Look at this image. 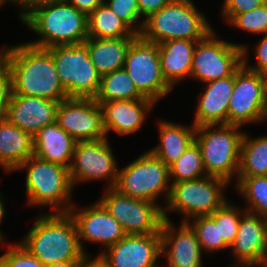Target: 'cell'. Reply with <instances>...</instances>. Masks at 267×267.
<instances>
[{"label":"cell","instance_id":"obj_1","mask_svg":"<svg viewBox=\"0 0 267 267\" xmlns=\"http://www.w3.org/2000/svg\"><path fill=\"white\" fill-rule=\"evenodd\" d=\"M10 60L9 94L27 95L52 101L68 98L59 81L52 55L28 43L6 48Z\"/></svg>","mask_w":267,"mask_h":267},{"label":"cell","instance_id":"obj_2","mask_svg":"<svg viewBox=\"0 0 267 267\" xmlns=\"http://www.w3.org/2000/svg\"><path fill=\"white\" fill-rule=\"evenodd\" d=\"M21 244L44 266L84 261L77 228L69 213L41 214Z\"/></svg>","mask_w":267,"mask_h":267},{"label":"cell","instance_id":"obj_3","mask_svg":"<svg viewBox=\"0 0 267 267\" xmlns=\"http://www.w3.org/2000/svg\"><path fill=\"white\" fill-rule=\"evenodd\" d=\"M22 22L42 37L27 42L38 48L80 44L88 38V16L65 0L36 8Z\"/></svg>","mask_w":267,"mask_h":267},{"label":"cell","instance_id":"obj_4","mask_svg":"<svg viewBox=\"0 0 267 267\" xmlns=\"http://www.w3.org/2000/svg\"><path fill=\"white\" fill-rule=\"evenodd\" d=\"M138 25L139 35L157 44L171 39L200 41L214 30L191 0H172Z\"/></svg>","mask_w":267,"mask_h":267},{"label":"cell","instance_id":"obj_5","mask_svg":"<svg viewBox=\"0 0 267 267\" xmlns=\"http://www.w3.org/2000/svg\"><path fill=\"white\" fill-rule=\"evenodd\" d=\"M21 169L27 170L25 189L28 205L49 206L55 213H68L74 206L69 168L32 155L17 170Z\"/></svg>","mask_w":267,"mask_h":267},{"label":"cell","instance_id":"obj_6","mask_svg":"<svg viewBox=\"0 0 267 267\" xmlns=\"http://www.w3.org/2000/svg\"><path fill=\"white\" fill-rule=\"evenodd\" d=\"M239 128L241 127L230 124L196 127L194 141L200 148L208 176L219 177L229 183L233 175H238L244 135Z\"/></svg>","mask_w":267,"mask_h":267},{"label":"cell","instance_id":"obj_7","mask_svg":"<svg viewBox=\"0 0 267 267\" xmlns=\"http://www.w3.org/2000/svg\"><path fill=\"white\" fill-rule=\"evenodd\" d=\"M169 167L158 157L147 151L134 161L119 169L114 189L132 198L151 202L160 196L169 199L171 192Z\"/></svg>","mask_w":267,"mask_h":267},{"label":"cell","instance_id":"obj_8","mask_svg":"<svg viewBox=\"0 0 267 267\" xmlns=\"http://www.w3.org/2000/svg\"><path fill=\"white\" fill-rule=\"evenodd\" d=\"M171 184L164 218L170 220L167 211H176L185 217L181 222H187L198 216L211 215L219 209L227 201L223 190L230 183L219 177L206 176Z\"/></svg>","mask_w":267,"mask_h":267},{"label":"cell","instance_id":"obj_9","mask_svg":"<svg viewBox=\"0 0 267 267\" xmlns=\"http://www.w3.org/2000/svg\"><path fill=\"white\" fill-rule=\"evenodd\" d=\"M46 50L52 55L59 81L68 97L95 98L101 75L91 62L85 43L57 45Z\"/></svg>","mask_w":267,"mask_h":267},{"label":"cell","instance_id":"obj_10","mask_svg":"<svg viewBox=\"0 0 267 267\" xmlns=\"http://www.w3.org/2000/svg\"><path fill=\"white\" fill-rule=\"evenodd\" d=\"M124 69L138 91L155 104L173 90L162 75L158 44L140 35L132 40L127 50Z\"/></svg>","mask_w":267,"mask_h":267},{"label":"cell","instance_id":"obj_11","mask_svg":"<svg viewBox=\"0 0 267 267\" xmlns=\"http://www.w3.org/2000/svg\"><path fill=\"white\" fill-rule=\"evenodd\" d=\"M98 202L123 227L126 234L160 233L164 208L156 202L132 198L107 188Z\"/></svg>","mask_w":267,"mask_h":267},{"label":"cell","instance_id":"obj_12","mask_svg":"<svg viewBox=\"0 0 267 267\" xmlns=\"http://www.w3.org/2000/svg\"><path fill=\"white\" fill-rule=\"evenodd\" d=\"M212 30L197 41L191 77L205 83L231 76L242 65V44L219 40Z\"/></svg>","mask_w":267,"mask_h":267},{"label":"cell","instance_id":"obj_13","mask_svg":"<svg viewBox=\"0 0 267 267\" xmlns=\"http://www.w3.org/2000/svg\"><path fill=\"white\" fill-rule=\"evenodd\" d=\"M267 76L243 64L234 72V89L228 107V124L262 122L266 110Z\"/></svg>","mask_w":267,"mask_h":267},{"label":"cell","instance_id":"obj_14","mask_svg":"<svg viewBox=\"0 0 267 267\" xmlns=\"http://www.w3.org/2000/svg\"><path fill=\"white\" fill-rule=\"evenodd\" d=\"M110 146L108 138L76 142L69 167L73 188L78 182L104 179L109 180L106 188H114L119 169Z\"/></svg>","mask_w":267,"mask_h":267},{"label":"cell","instance_id":"obj_15","mask_svg":"<svg viewBox=\"0 0 267 267\" xmlns=\"http://www.w3.org/2000/svg\"><path fill=\"white\" fill-rule=\"evenodd\" d=\"M56 122L76 142L107 138L102 108L94 98L68 97L60 101Z\"/></svg>","mask_w":267,"mask_h":267},{"label":"cell","instance_id":"obj_16","mask_svg":"<svg viewBox=\"0 0 267 267\" xmlns=\"http://www.w3.org/2000/svg\"><path fill=\"white\" fill-rule=\"evenodd\" d=\"M98 255L108 267H159L161 235L127 234Z\"/></svg>","mask_w":267,"mask_h":267},{"label":"cell","instance_id":"obj_17","mask_svg":"<svg viewBox=\"0 0 267 267\" xmlns=\"http://www.w3.org/2000/svg\"><path fill=\"white\" fill-rule=\"evenodd\" d=\"M230 249L237 260L234 267H257L266 264L267 219L246 211L240 218L239 229Z\"/></svg>","mask_w":267,"mask_h":267},{"label":"cell","instance_id":"obj_18","mask_svg":"<svg viewBox=\"0 0 267 267\" xmlns=\"http://www.w3.org/2000/svg\"><path fill=\"white\" fill-rule=\"evenodd\" d=\"M74 209L75 207H72L68 213L75 222L79 243L86 255L90 254L83 248L81 240L102 243L108 248L127 235L119 222L98 201L78 209V212Z\"/></svg>","mask_w":267,"mask_h":267},{"label":"cell","instance_id":"obj_19","mask_svg":"<svg viewBox=\"0 0 267 267\" xmlns=\"http://www.w3.org/2000/svg\"><path fill=\"white\" fill-rule=\"evenodd\" d=\"M58 105V101L9 94L3 117L34 137L40 129L56 122Z\"/></svg>","mask_w":267,"mask_h":267},{"label":"cell","instance_id":"obj_20","mask_svg":"<svg viewBox=\"0 0 267 267\" xmlns=\"http://www.w3.org/2000/svg\"><path fill=\"white\" fill-rule=\"evenodd\" d=\"M176 231L171 220L164 219L161 253L168 259L167 267H202V249L195 231L187 222H182Z\"/></svg>","mask_w":267,"mask_h":267},{"label":"cell","instance_id":"obj_21","mask_svg":"<svg viewBox=\"0 0 267 267\" xmlns=\"http://www.w3.org/2000/svg\"><path fill=\"white\" fill-rule=\"evenodd\" d=\"M103 113V125L106 135L109 131L126 136L137 132L143 125L146 113L155 103L150 99L115 100L98 102Z\"/></svg>","mask_w":267,"mask_h":267},{"label":"cell","instance_id":"obj_22","mask_svg":"<svg viewBox=\"0 0 267 267\" xmlns=\"http://www.w3.org/2000/svg\"><path fill=\"white\" fill-rule=\"evenodd\" d=\"M234 89V73L226 78L205 83L200 95L193 125L228 124V107Z\"/></svg>","mask_w":267,"mask_h":267},{"label":"cell","instance_id":"obj_23","mask_svg":"<svg viewBox=\"0 0 267 267\" xmlns=\"http://www.w3.org/2000/svg\"><path fill=\"white\" fill-rule=\"evenodd\" d=\"M195 40L171 39L158 44L162 75L172 87L183 79L190 78Z\"/></svg>","mask_w":267,"mask_h":267},{"label":"cell","instance_id":"obj_24","mask_svg":"<svg viewBox=\"0 0 267 267\" xmlns=\"http://www.w3.org/2000/svg\"><path fill=\"white\" fill-rule=\"evenodd\" d=\"M75 144L76 141L57 122H54L46 125L34 135L33 155L69 168Z\"/></svg>","mask_w":267,"mask_h":267},{"label":"cell","instance_id":"obj_25","mask_svg":"<svg viewBox=\"0 0 267 267\" xmlns=\"http://www.w3.org/2000/svg\"><path fill=\"white\" fill-rule=\"evenodd\" d=\"M33 155V137L0 116V166L6 172L17 170Z\"/></svg>","mask_w":267,"mask_h":267},{"label":"cell","instance_id":"obj_26","mask_svg":"<svg viewBox=\"0 0 267 267\" xmlns=\"http://www.w3.org/2000/svg\"><path fill=\"white\" fill-rule=\"evenodd\" d=\"M158 125L160 144L149 151L170 167L194 142L196 127L169 121H159Z\"/></svg>","mask_w":267,"mask_h":267},{"label":"cell","instance_id":"obj_27","mask_svg":"<svg viewBox=\"0 0 267 267\" xmlns=\"http://www.w3.org/2000/svg\"><path fill=\"white\" fill-rule=\"evenodd\" d=\"M134 38H87L84 41L87 45L91 62L101 76L124 68L127 50Z\"/></svg>","mask_w":267,"mask_h":267},{"label":"cell","instance_id":"obj_28","mask_svg":"<svg viewBox=\"0 0 267 267\" xmlns=\"http://www.w3.org/2000/svg\"><path fill=\"white\" fill-rule=\"evenodd\" d=\"M137 34L105 3L88 16V38L136 37Z\"/></svg>","mask_w":267,"mask_h":267},{"label":"cell","instance_id":"obj_29","mask_svg":"<svg viewBox=\"0 0 267 267\" xmlns=\"http://www.w3.org/2000/svg\"><path fill=\"white\" fill-rule=\"evenodd\" d=\"M97 102L135 100L145 98L124 68L101 76L100 87L94 98Z\"/></svg>","mask_w":267,"mask_h":267},{"label":"cell","instance_id":"obj_30","mask_svg":"<svg viewBox=\"0 0 267 267\" xmlns=\"http://www.w3.org/2000/svg\"><path fill=\"white\" fill-rule=\"evenodd\" d=\"M237 176H267V136L249 139L244 132Z\"/></svg>","mask_w":267,"mask_h":267},{"label":"cell","instance_id":"obj_31","mask_svg":"<svg viewBox=\"0 0 267 267\" xmlns=\"http://www.w3.org/2000/svg\"><path fill=\"white\" fill-rule=\"evenodd\" d=\"M237 190L246 200L245 210L267 219V176H237Z\"/></svg>","mask_w":267,"mask_h":267},{"label":"cell","instance_id":"obj_32","mask_svg":"<svg viewBox=\"0 0 267 267\" xmlns=\"http://www.w3.org/2000/svg\"><path fill=\"white\" fill-rule=\"evenodd\" d=\"M172 183L195 180L208 176L198 144L194 141L184 154L169 167Z\"/></svg>","mask_w":267,"mask_h":267},{"label":"cell","instance_id":"obj_33","mask_svg":"<svg viewBox=\"0 0 267 267\" xmlns=\"http://www.w3.org/2000/svg\"><path fill=\"white\" fill-rule=\"evenodd\" d=\"M187 223L195 231L202 251L214 253L229 248L223 238H220L219 223H215L210 215L192 218Z\"/></svg>","mask_w":267,"mask_h":267},{"label":"cell","instance_id":"obj_34","mask_svg":"<svg viewBox=\"0 0 267 267\" xmlns=\"http://www.w3.org/2000/svg\"><path fill=\"white\" fill-rule=\"evenodd\" d=\"M245 212L246 210L239 209L227 200L210 215L215 223H219L220 238H223L229 247L234 242L239 229L240 218Z\"/></svg>","mask_w":267,"mask_h":267},{"label":"cell","instance_id":"obj_35","mask_svg":"<svg viewBox=\"0 0 267 267\" xmlns=\"http://www.w3.org/2000/svg\"><path fill=\"white\" fill-rule=\"evenodd\" d=\"M254 34H267V4L237 14L229 25Z\"/></svg>","mask_w":267,"mask_h":267},{"label":"cell","instance_id":"obj_36","mask_svg":"<svg viewBox=\"0 0 267 267\" xmlns=\"http://www.w3.org/2000/svg\"><path fill=\"white\" fill-rule=\"evenodd\" d=\"M104 3L137 35L140 34L142 27H138L137 21L142 17H140L137 0H104Z\"/></svg>","mask_w":267,"mask_h":267},{"label":"cell","instance_id":"obj_37","mask_svg":"<svg viewBox=\"0 0 267 267\" xmlns=\"http://www.w3.org/2000/svg\"><path fill=\"white\" fill-rule=\"evenodd\" d=\"M8 267H45L20 242L9 245L6 252L0 256Z\"/></svg>","mask_w":267,"mask_h":267},{"label":"cell","instance_id":"obj_38","mask_svg":"<svg viewBox=\"0 0 267 267\" xmlns=\"http://www.w3.org/2000/svg\"><path fill=\"white\" fill-rule=\"evenodd\" d=\"M265 3L266 0H224L221 14L229 23L237 14L250 11Z\"/></svg>","mask_w":267,"mask_h":267},{"label":"cell","instance_id":"obj_39","mask_svg":"<svg viewBox=\"0 0 267 267\" xmlns=\"http://www.w3.org/2000/svg\"><path fill=\"white\" fill-rule=\"evenodd\" d=\"M263 36L264 37H262L255 48L256 66L248 65V47L245 45H242V64L251 71L267 76V34H264Z\"/></svg>","mask_w":267,"mask_h":267},{"label":"cell","instance_id":"obj_40","mask_svg":"<svg viewBox=\"0 0 267 267\" xmlns=\"http://www.w3.org/2000/svg\"><path fill=\"white\" fill-rule=\"evenodd\" d=\"M10 92V60L9 53L0 49V116H3L5 104Z\"/></svg>","mask_w":267,"mask_h":267},{"label":"cell","instance_id":"obj_41","mask_svg":"<svg viewBox=\"0 0 267 267\" xmlns=\"http://www.w3.org/2000/svg\"><path fill=\"white\" fill-rule=\"evenodd\" d=\"M59 1L63 0H11V3H14L19 8H22L19 17L23 21L36 8Z\"/></svg>","mask_w":267,"mask_h":267},{"label":"cell","instance_id":"obj_42","mask_svg":"<svg viewBox=\"0 0 267 267\" xmlns=\"http://www.w3.org/2000/svg\"><path fill=\"white\" fill-rule=\"evenodd\" d=\"M172 0H137L140 17L146 19L152 13L159 11Z\"/></svg>","mask_w":267,"mask_h":267},{"label":"cell","instance_id":"obj_43","mask_svg":"<svg viewBox=\"0 0 267 267\" xmlns=\"http://www.w3.org/2000/svg\"><path fill=\"white\" fill-rule=\"evenodd\" d=\"M65 1L87 16H89L98 6L104 3V0H65Z\"/></svg>","mask_w":267,"mask_h":267},{"label":"cell","instance_id":"obj_44","mask_svg":"<svg viewBox=\"0 0 267 267\" xmlns=\"http://www.w3.org/2000/svg\"><path fill=\"white\" fill-rule=\"evenodd\" d=\"M87 255L82 262V267H108L107 264L100 258L99 255L96 258Z\"/></svg>","mask_w":267,"mask_h":267},{"label":"cell","instance_id":"obj_45","mask_svg":"<svg viewBox=\"0 0 267 267\" xmlns=\"http://www.w3.org/2000/svg\"><path fill=\"white\" fill-rule=\"evenodd\" d=\"M83 261H73V262H61L47 265L45 267H82Z\"/></svg>","mask_w":267,"mask_h":267},{"label":"cell","instance_id":"obj_46","mask_svg":"<svg viewBox=\"0 0 267 267\" xmlns=\"http://www.w3.org/2000/svg\"><path fill=\"white\" fill-rule=\"evenodd\" d=\"M3 199L4 198L0 197V224L2 223V219H3L4 215H5V205H4L5 201H3Z\"/></svg>","mask_w":267,"mask_h":267},{"label":"cell","instance_id":"obj_47","mask_svg":"<svg viewBox=\"0 0 267 267\" xmlns=\"http://www.w3.org/2000/svg\"><path fill=\"white\" fill-rule=\"evenodd\" d=\"M0 267H8L1 258H0Z\"/></svg>","mask_w":267,"mask_h":267},{"label":"cell","instance_id":"obj_48","mask_svg":"<svg viewBox=\"0 0 267 267\" xmlns=\"http://www.w3.org/2000/svg\"><path fill=\"white\" fill-rule=\"evenodd\" d=\"M7 2H11V0H0V6L4 5Z\"/></svg>","mask_w":267,"mask_h":267},{"label":"cell","instance_id":"obj_49","mask_svg":"<svg viewBox=\"0 0 267 267\" xmlns=\"http://www.w3.org/2000/svg\"><path fill=\"white\" fill-rule=\"evenodd\" d=\"M3 239H4V237H3L2 232H1V229H0V244H2L3 242H5Z\"/></svg>","mask_w":267,"mask_h":267},{"label":"cell","instance_id":"obj_50","mask_svg":"<svg viewBox=\"0 0 267 267\" xmlns=\"http://www.w3.org/2000/svg\"><path fill=\"white\" fill-rule=\"evenodd\" d=\"M265 118L267 119V98H266V110H265V115H264V121H265Z\"/></svg>","mask_w":267,"mask_h":267},{"label":"cell","instance_id":"obj_51","mask_svg":"<svg viewBox=\"0 0 267 267\" xmlns=\"http://www.w3.org/2000/svg\"><path fill=\"white\" fill-rule=\"evenodd\" d=\"M259 267H267V264L259 265Z\"/></svg>","mask_w":267,"mask_h":267}]
</instances>
